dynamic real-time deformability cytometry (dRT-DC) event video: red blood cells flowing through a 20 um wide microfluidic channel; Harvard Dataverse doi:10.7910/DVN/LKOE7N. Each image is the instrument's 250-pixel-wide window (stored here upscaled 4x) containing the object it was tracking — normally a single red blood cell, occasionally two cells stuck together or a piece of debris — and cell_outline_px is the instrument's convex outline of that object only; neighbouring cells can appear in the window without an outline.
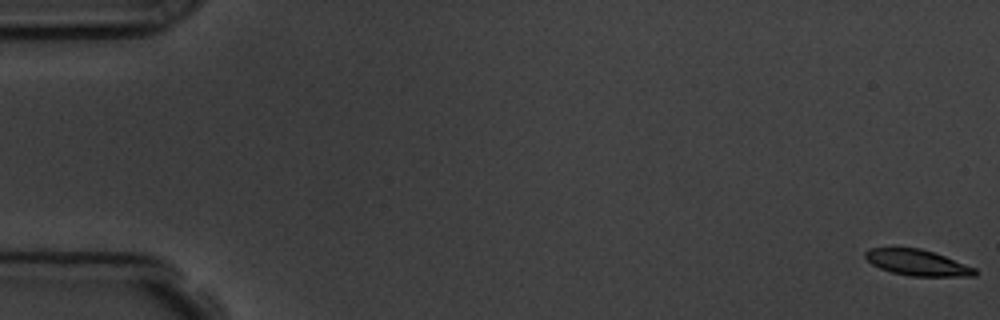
{"species": "common noctule bat (a hibernating species)", "species_latin": "Nyctalus noctula", "temperature_condition": "room temperature", "stored_images_in_passage": 9, "camera_frame_rate_fps": 3000, "um_per_image_px": 0.085, "animal": {"sex": "male", "body_mass_g": 19.5, "forearm_length_mm": 54.6}, "frame": {"image": 1, "passage_image": 1, "time_ms": 0.0, "image_size_px": [1000, 320], "cell_outline_px": [[976, 276], [912, 276], [892, 272], [880, 268], [872, 264], [864, 256], [864, 252], [868, 248], [920, 248], [944, 256], [976, 268]], "centroid_in_image_um": [77.96, 22.32], "position_along_channel_um": 7.0, "area_um2": 16.36}}